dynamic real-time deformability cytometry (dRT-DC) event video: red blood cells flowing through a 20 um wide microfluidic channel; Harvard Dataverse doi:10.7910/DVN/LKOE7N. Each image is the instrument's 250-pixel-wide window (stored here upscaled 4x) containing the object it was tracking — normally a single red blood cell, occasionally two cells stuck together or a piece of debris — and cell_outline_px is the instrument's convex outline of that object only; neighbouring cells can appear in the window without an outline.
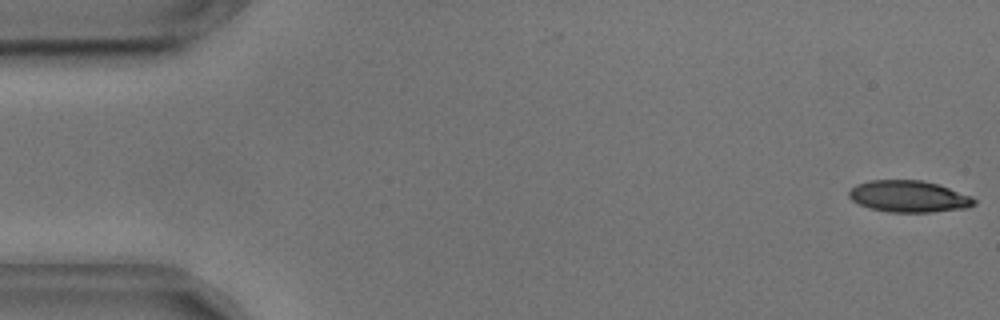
{"species": "common noctule bat (a hibernating species)", "species_latin": "Nyctalus noctula", "temperature_condition": "cold", "stored_images_in_passage": 54, "camera_frame_rate_fps": 3000, "um_per_image_px": 0.085, "animal": {"sex": "male", "body_mass_g": 17.9, "forearm_length_mm": 54.2}, "frame": {"image": 1, "passage_image": 1, "time_ms": 0.0, "image_size_px": [1000, 320], "cell_outline_px": [[976, 204], [968, 208], [932, 212], [888, 212], [868, 208], [852, 200], [848, 196], [848, 192], [856, 184], [868, 180], [920, 180], [936, 184], [972, 196], [976, 200]], "centroid_in_image_um": [77.24, 16.7], "position_along_channel_um": 7.8, "area_um2": 23.12}}
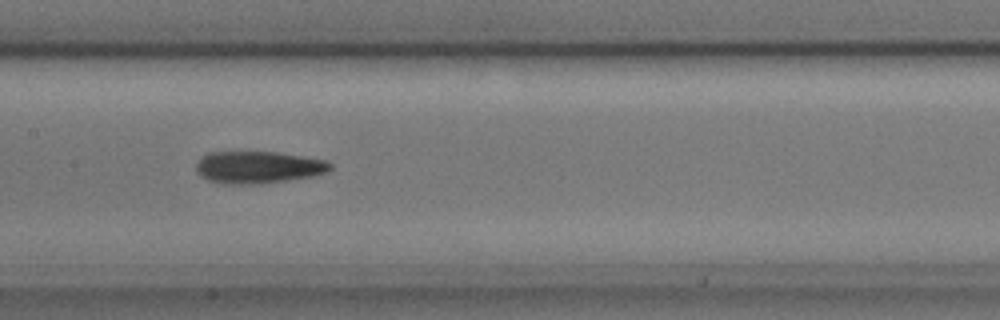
{"frame": {"image": 2, "passage_image": 26, "time_ms": 8.333, "image_size_px": [1000, 320], "cell_outline_px": [[332, 168], [328, 172], [312, 176], [260, 184], [232, 184], [208, 180], [200, 176], [196, 172], [196, 164], [200, 156], [208, 152], [276, 152], [328, 160], [332, 164]], "centroid_in_image_um": [21.94, 14.21], "position_along_channel_um": 185.5, "area_um2": 25.26}}
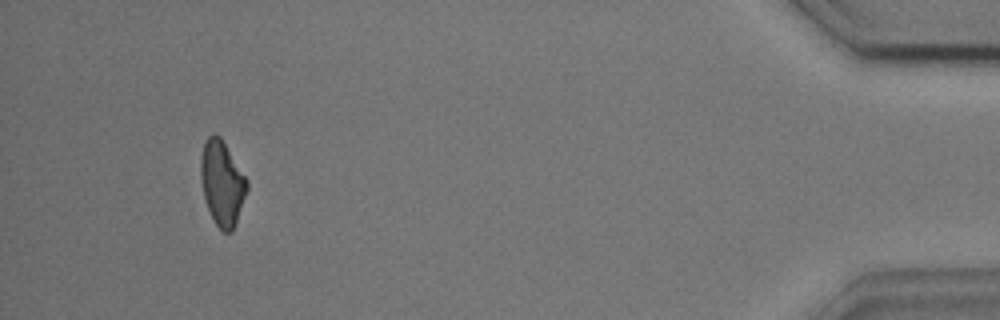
{"frame": {"image": 3, "passage_image": 51, "time_ms": 16.667, "image_size_px": [1000, 320], "cell_outline_px": [[248, 188], [232, 232], [224, 232], [216, 224], [208, 208], [204, 196], [200, 180], [200, 160], [204, 144], [208, 136], [212, 132], [220, 136], [248, 180]], "centroid_in_image_um": [18.87, 15.53], "position_along_channel_um": 416.3, "area_um2": 22.6}, "authors_computed_cell_mechanics": {"area_um2": 23.9292, "velocity_mm_per_s": 3.6261, "shape_relaxation_time_tau1_ms": 8.543, "shape_relaxation_time_tau2_ms": 5.0454, "deformation_change_tau1": 0.1951, "deformation_change_tau2": 0.1289}}